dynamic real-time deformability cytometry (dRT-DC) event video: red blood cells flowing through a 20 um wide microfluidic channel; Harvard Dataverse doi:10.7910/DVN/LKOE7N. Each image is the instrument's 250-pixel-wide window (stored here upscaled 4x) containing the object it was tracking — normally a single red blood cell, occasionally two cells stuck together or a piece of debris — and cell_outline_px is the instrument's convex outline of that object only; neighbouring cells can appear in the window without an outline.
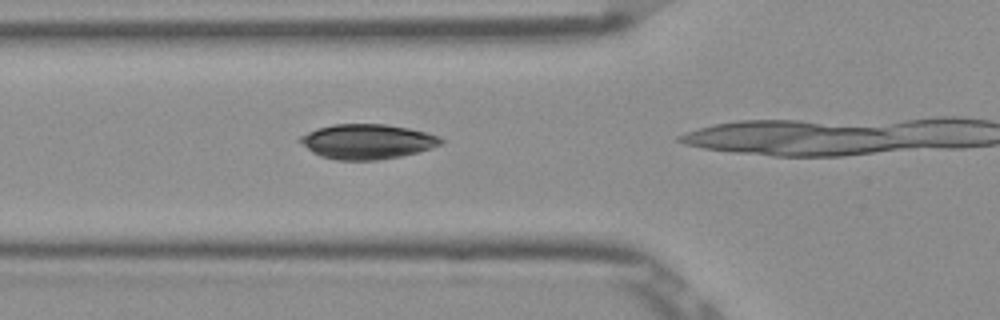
{"species": "Egyptian fruit bat (a non-hibernating species)", "species_latin": "Rousettus aegyptiacus", "temperature_condition": "room temperature", "stored_images_in_passage": 11, "camera_frame_rate_fps": 3000, "um_per_image_px": 0.085, "frame": {"image": 1, "passage_image": 7, "time_ms": 2.0, "image_size_px": [1000, 320], "cell_outline_px": [[444, 140], [440, 144], [432, 148], [400, 156], [376, 160], [336, 160], [320, 156], [312, 152], [296, 140], [300, 136], [316, 128], [336, 124], [384, 124], [408, 128], [440, 136]], "centroid_in_image_um": [31.17, 12.03], "position_along_channel_um": 94.6, "area_um2": 28.55}}
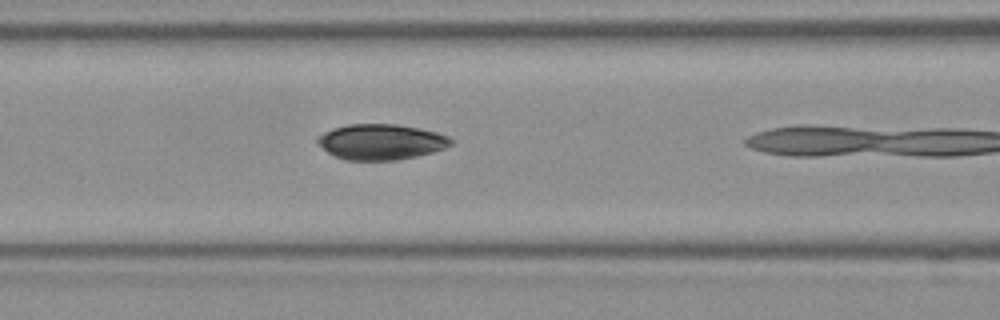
{"frame": {"image": 2, "passage_image": 10, "time_ms": 3.0, "image_size_px": [1000, 320], "cell_outline_px": [[456, 140], [452, 144], [444, 148], [432, 152], [416, 156], [396, 160], [344, 160], [328, 152], [316, 140], [316, 136], [332, 128], [348, 124], [396, 124], [420, 128], [436, 132], [448, 136]], "centroid_in_image_um": [32.4, 12.05], "position_along_channel_um": 134.2, "area_um2": 27.69}}